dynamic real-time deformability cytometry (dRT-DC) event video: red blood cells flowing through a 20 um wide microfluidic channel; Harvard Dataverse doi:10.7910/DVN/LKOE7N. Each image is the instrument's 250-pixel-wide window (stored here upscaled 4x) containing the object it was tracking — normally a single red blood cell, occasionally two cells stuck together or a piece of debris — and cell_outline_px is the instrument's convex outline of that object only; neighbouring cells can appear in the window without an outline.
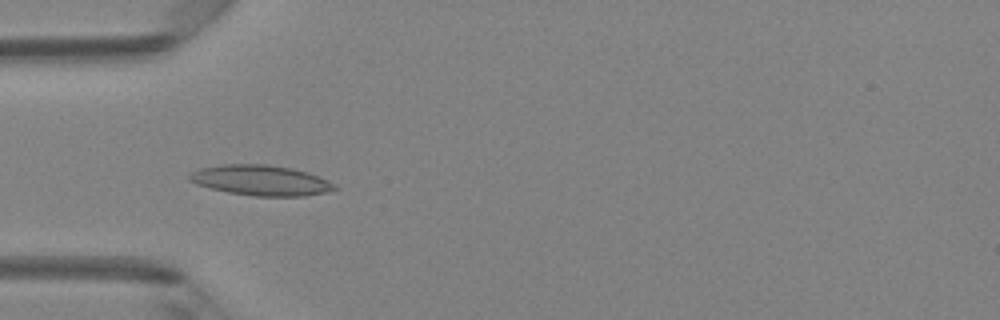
{"species": "Egyptian fruit bat (a non-hibernating species)", "species_latin": "Rousettus aegyptiacus", "temperature_condition": "room temperature", "stored_images_in_passage": 48, "camera_frame_rate_fps": 3000, "um_per_image_px": 0.085, "animal": {"sex": "female"}, "frame": {"image": 1, "passage_image": 15, "time_ms": 4.667, "image_size_px": [1000, 320], "cell_outline_px": [[340, 188], [328, 192], [304, 196], [256, 196], [228, 192], [196, 184], [188, 180], [188, 176], [192, 172], [200, 168], [220, 164], [268, 164], [292, 168], [308, 172], [328, 180], [336, 184]], "centroid_in_image_um": [22.21, 15.32], "position_along_channel_um": 62.8, "area_um2": 25.84}}
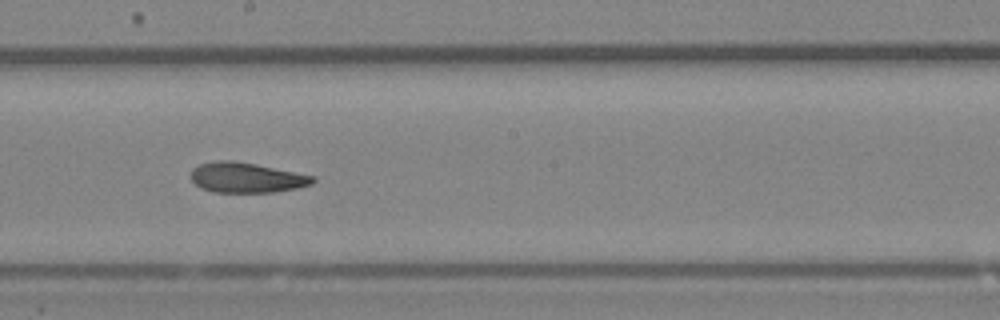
{"frame": {"image": 2, "passage_image": 27, "time_ms": 8.667, "image_size_px": [1000, 320], "cell_outline_px": [[316, 180], [312, 184], [296, 188], [272, 192], [212, 192], [200, 188], [192, 180], [192, 168], [200, 164], [216, 160], [232, 160], [256, 164], [316, 176]], "centroid_in_image_um": [20.96, 15.09], "position_along_channel_um": 227.2, "area_um2": 21.44}}
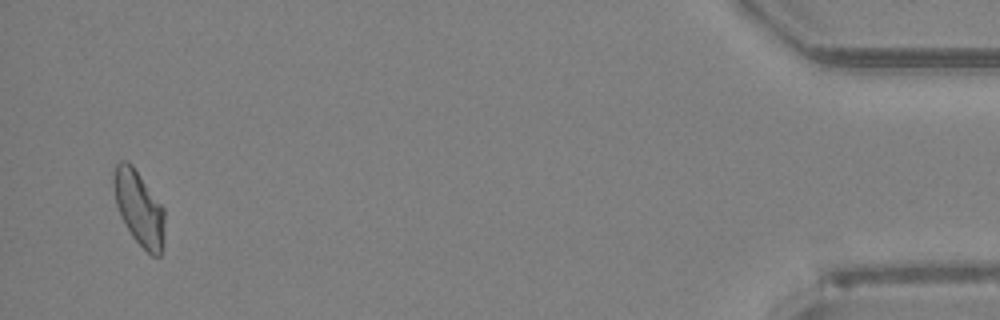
{"frame": {"image": 3, "passage_image": 47, "time_ms": 15.333, "image_size_px": [1000, 320], "cell_outline_px": [[164, 240], [160, 256], [152, 256], [132, 236], [120, 216], [116, 204], [112, 184], [112, 176], [116, 164], [120, 160], [128, 160], [132, 164], [164, 208]], "centroid_in_image_um": [11.8, 17.65], "position_along_channel_um": 423.4, "area_um2": 22.25}, "authors_computed_cell_mechanics": {"area_um2": 22.3975, "velocity_mm_per_s": 4.1704, "shape_relaxation_time_tau1_ms": 6.1652, "shape_relaxation_time_tau2_ms": 3.2546, "deformation_change_tau1": 0.1509, "deformation_change_tau2": 0.1042}}